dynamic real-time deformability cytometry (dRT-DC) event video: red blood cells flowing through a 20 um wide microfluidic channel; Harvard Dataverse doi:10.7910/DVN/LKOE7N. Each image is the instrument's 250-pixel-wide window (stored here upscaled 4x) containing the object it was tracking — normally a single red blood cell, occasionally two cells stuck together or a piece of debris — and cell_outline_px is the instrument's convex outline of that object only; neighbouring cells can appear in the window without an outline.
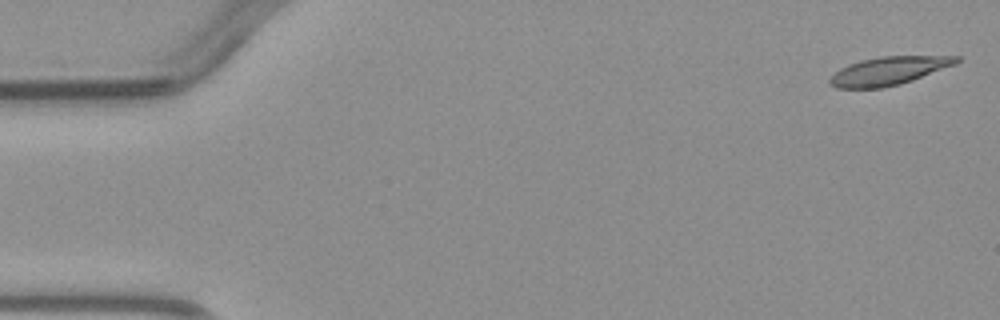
{"species": "common noctule bat (a hibernating species)", "species_latin": "Nyctalus noctula", "temperature_condition": "warm", "stored_images_in_passage": 3, "camera_frame_rate_fps": 3000, "um_per_image_px": 0.085, "animal": {"sex": "male", "body_mass_g": 23.1, "forearm_length_mm": 52.7}, "frame": {"image": 1, "passage_image": 1, "time_ms": 0.0, "image_size_px": [1000, 320], "cell_outline_px": [[960, 60], [956, 64], [912, 80], [900, 84], [880, 88], [836, 88], [828, 84], [828, 80], [840, 68], [848, 64], [860, 60], [880, 56], [960, 56]], "centroid_in_image_um": [75.51, 6.02], "position_along_channel_um": 9.5, "area_um2": 20.81}}